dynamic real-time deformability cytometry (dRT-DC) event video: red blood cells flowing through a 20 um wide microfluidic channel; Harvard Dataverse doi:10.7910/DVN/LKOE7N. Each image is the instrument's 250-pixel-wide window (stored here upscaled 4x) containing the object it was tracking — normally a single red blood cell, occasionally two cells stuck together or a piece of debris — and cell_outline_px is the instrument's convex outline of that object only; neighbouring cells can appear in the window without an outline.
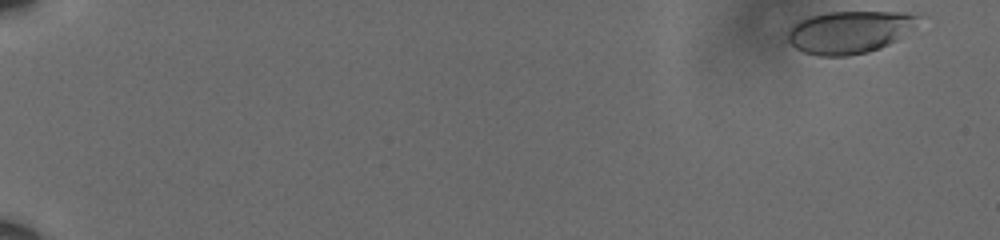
{"species": "human", "species_latin": "Homo sapiens", "temperature_condition": "cold", "stored_images_in_passage": 11, "camera_frame_rate_fps": 3000, "um_per_image_px": 0.085, "donor": {"sex": "male"}, "frame": {"image": 1, "passage_image": 1, "time_ms": 0.0, "image_size_px": [1000, 240], "cell_outline_px": [[920, 16], [896, 40], [880, 48], [868, 52], [848, 56], [820, 56], [804, 52], [796, 48], [788, 40], [788, 28], [796, 20], [808, 16], [828, 12], [904, 12]], "centroid_in_image_um": [72.08, 2.72], "position_along_channel_um": 12.9, "area_um2": 31.91}}
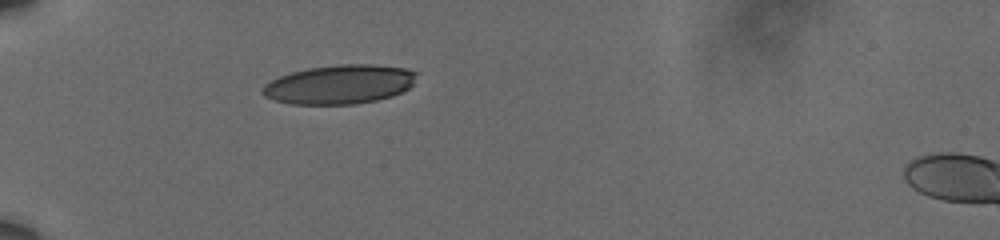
{"frame": {"image": 2, "passage_image": 9, "time_ms": 2.667, "image_size_px": [1000, 240], "cell_outline_px": [[420, 72], [412, 84], [408, 88], [392, 96], [376, 100], [356, 104], [292, 104], [276, 100], [264, 96], [260, 92], [264, 84], [280, 76], [292, 72], [308, 68], [336, 64], [372, 64], [408, 68]], "centroid_in_image_um": [28.89, 7.16], "position_along_channel_um": 56.1, "area_um2": 35.26}}